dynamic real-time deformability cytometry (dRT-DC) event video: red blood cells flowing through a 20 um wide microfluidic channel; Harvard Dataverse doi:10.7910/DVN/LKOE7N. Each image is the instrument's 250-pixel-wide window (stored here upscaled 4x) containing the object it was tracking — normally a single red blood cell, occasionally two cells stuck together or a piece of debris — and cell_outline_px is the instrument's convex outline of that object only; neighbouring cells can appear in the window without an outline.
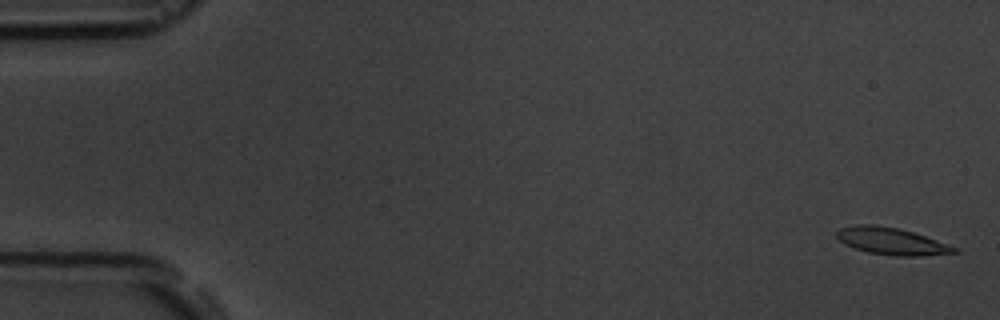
{"species": "common noctule bat (a hibernating species)", "species_latin": "Nyctalus noctula", "temperature_condition": "room temperature", "stored_images_in_passage": 5, "camera_frame_rate_fps": 3000, "um_per_image_px": 0.085, "animal": {"sex": "male", "body_mass_g": 19.5, "forearm_length_mm": 54.6}, "frame": {"image": 1, "passage_image": 1, "time_ms": 0.0, "image_size_px": [1000, 320], "cell_outline_px": [[960, 252], [920, 256], [900, 256], [868, 252], [844, 244], [836, 236], [836, 232], [840, 228], [856, 224], [876, 224], [896, 228], [912, 232], [936, 240], [956, 248]], "centroid_in_image_um": [75.74, 20.49], "position_along_channel_um": 9.3, "area_um2": 18.21}}